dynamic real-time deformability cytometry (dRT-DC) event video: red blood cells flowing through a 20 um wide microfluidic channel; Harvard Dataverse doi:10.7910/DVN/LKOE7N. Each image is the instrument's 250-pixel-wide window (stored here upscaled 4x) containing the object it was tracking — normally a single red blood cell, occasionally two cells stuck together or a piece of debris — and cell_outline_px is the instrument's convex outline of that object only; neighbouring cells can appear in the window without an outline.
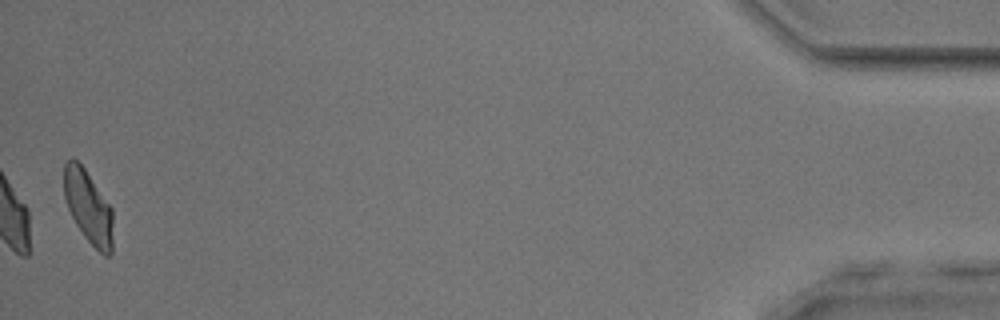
{"species": "common noctule bat (a hibernating species)", "species_latin": "Nyctalus noctula", "temperature_condition": "room temperature", "stored_images_in_passage": 53, "camera_frame_rate_fps": 3000, "um_per_image_px": 0.085, "animal": {"sex": "male", "body_mass_g": 17.9, "forearm_length_mm": 54.2}, "frame": {"image": 1, "passage_image": 53, "time_ms": 17.333, "image_size_px": [1000, 320], "cell_outline_px": [[112, 252], [108, 256], [104, 256], [84, 236], [76, 224], [68, 208], [64, 196], [64, 164], [72, 156], [84, 168], [112, 208]], "centroid_in_image_um": [7.5, 17.58], "position_along_channel_um": 427.7, "area_um2": 20.58}, "authors_computed_cell_mechanics": {"area_um2": 22.253, "velocity_mm_per_s": 3.8554, "shape_relaxation_time_tau1_ms": 8.937, "shape_relaxation_time_tau2_ms": 2.3977, "deformation_change_tau1": 0.1645, "deformation_change_tau2": 0.1023}}